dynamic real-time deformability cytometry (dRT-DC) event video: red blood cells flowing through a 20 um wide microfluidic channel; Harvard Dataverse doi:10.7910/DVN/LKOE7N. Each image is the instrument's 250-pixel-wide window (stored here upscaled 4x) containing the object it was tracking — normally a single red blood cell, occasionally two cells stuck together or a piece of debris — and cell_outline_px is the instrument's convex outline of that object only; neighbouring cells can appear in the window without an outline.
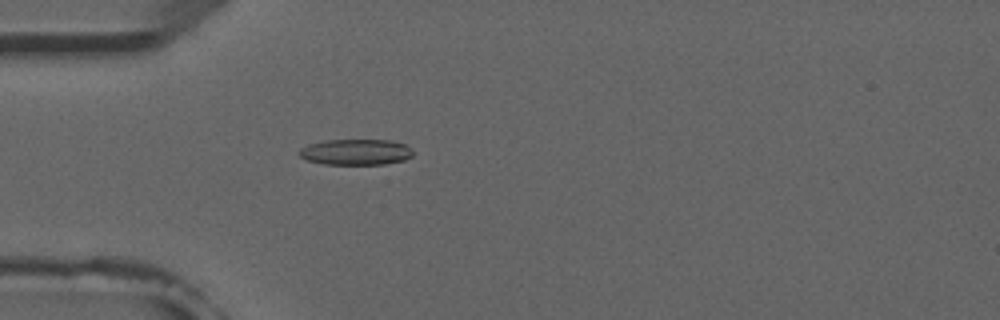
{"species": "common noctule bat (a hibernating species)", "species_latin": "Nyctalus noctula", "temperature_condition": "room temperature", "stored_images_in_passage": 3, "camera_frame_rate_fps": 3000, "um_per_image_px": 0.085, "animal": {"sex": "male", "forearm_length_mm": 52.5}, "frame": {"image": 1, "passage_image": 3, "time_ms": 2.333, "image_size_px": [1000, 320], "cell_outline_px": [[412, 156], [404, 160], [384, 164], [324, 164], [308, 160], [300, 156], [296, 152], [300, 148], [308, 144], [324, 140], [388, 140], [404, 144], [412, 148]], "centroid_in_image_um": [30.22, 12.92], "position_along_channel_um": 54.8, "area_um2": 17.17}}